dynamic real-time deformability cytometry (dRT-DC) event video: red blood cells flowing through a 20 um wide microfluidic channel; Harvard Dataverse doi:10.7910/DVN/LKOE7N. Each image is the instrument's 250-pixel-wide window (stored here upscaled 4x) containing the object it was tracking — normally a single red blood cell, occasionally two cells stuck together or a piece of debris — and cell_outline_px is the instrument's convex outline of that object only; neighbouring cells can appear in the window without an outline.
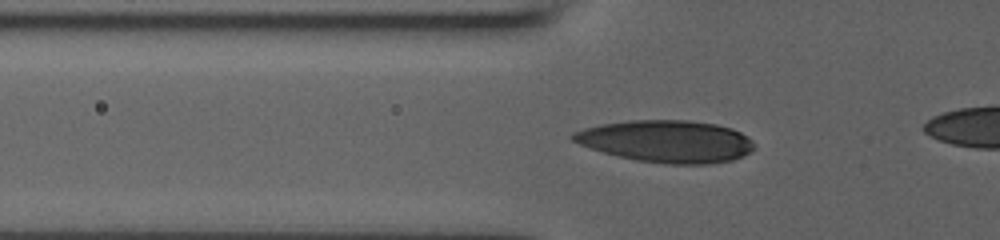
{"species": "human", "species_latin": "Homo sapiens", "temperature_condition": "room temperature", "stored_images_in_passage": 21, "segment_of_instrument_passage": [1, 2], "camera_frame_rate_fps": 3000, "um_per_image_px": 0.085, "donor": {"sex": "male"}, "frame": {"image": 1, "passage_image": 18, "time_ms": 5.667, "image_size_px": [1000, 240], "cell_outline_px": [[752, 148], [748, 152], [732, 160], [708, 164], [664, 164], [636, 160], [604, 152], [580, 144], [572, 140], [568, 136], [572, 132], [584, 128], [600, 124], [632, 120], [688, 120], [716, 124], [732, 128], [748, 136], [752, 140]], "centroid_in_image_um": [56.62, 12.0], "position_along_channel_um": 69.2, "area_um2": 44.33}}